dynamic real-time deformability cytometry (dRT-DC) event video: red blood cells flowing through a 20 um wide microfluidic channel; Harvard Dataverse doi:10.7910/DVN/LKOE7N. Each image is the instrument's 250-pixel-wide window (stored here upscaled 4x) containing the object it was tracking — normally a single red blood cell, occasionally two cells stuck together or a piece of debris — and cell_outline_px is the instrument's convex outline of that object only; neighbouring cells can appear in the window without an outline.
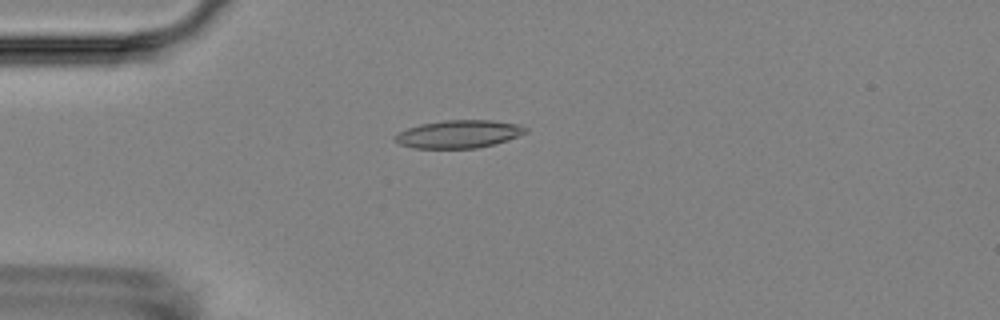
{"species": "Egyptian fruit bat (a non-hibernating species)", "species_latin": "Rousettus aegyptiacus", "temperature_condition": "room temperature", "stored_images_in_passage": 4, "camera_frame_rate_fps": 3000, "um_per_image_px": 0.085, "animal": {"sex": "female"}, "frame": {"image": 1, "passage_image": 2, "time_ms": 1.0, "image_size_px": [1000, 320], "cell_outline_px": [[528, 132], [508, 140], [496, 144], [476, 148], [412, 148], [400, 144], [392, 140], [392, 136], [408, 128], [420, 124], [444, 120], [492, 120], [516, 124], [528, 128]], "centroid_in_image_um": [38.98, 11.4], "position_along_channel_um": 46.0, "area_um2": 21.33}}
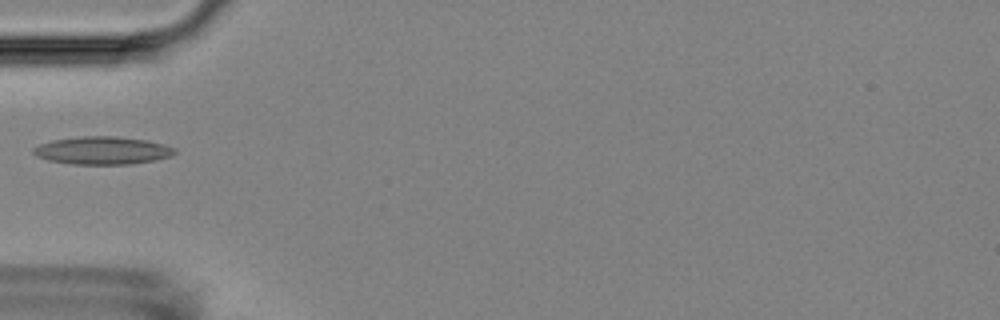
{"frame": {"image": 2, "passage_image": 3, "time_ms": 2.333, "image_size_px": [1000, 320], "cell_outline_px": [[176, 152], [172, 156], [156, 160], [132, 164], [72, 164], [48, 160], [36, 156], [32, 152], [32, 148], [40, 144], [52, 140], [80, 136], [116, 136], [148, 140], [164, 144], [176, 148]], "centroid_in_image_um": [8.73, 12.79], "position_along_channel_um": 76.3, "area_um2": 23.12}}